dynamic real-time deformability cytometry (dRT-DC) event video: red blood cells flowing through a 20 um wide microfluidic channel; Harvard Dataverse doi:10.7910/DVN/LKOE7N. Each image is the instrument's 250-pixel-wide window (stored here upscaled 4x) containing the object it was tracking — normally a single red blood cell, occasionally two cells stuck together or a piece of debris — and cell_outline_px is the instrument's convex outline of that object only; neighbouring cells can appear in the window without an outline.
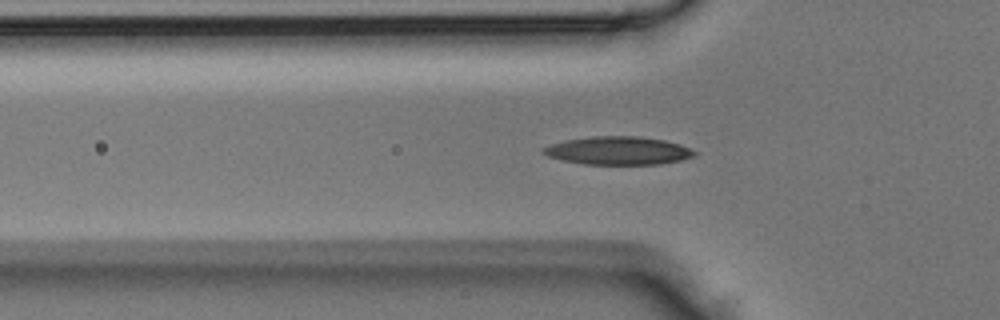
{"species": "Egyptian fruit bat (a non-hibernating species)", "species_latin": "Rousettus aegyptiacus", "temperature_condition": "room temperature", "stored_images_in_passage": 39, "camera_frame_rate_fps": 3000, "um_per_image_px": 0.085, "animal": {"sex": "male"}, "frame": {"image": 1, "passage_image": 9, "time_ms": 2.667, "image_size_px": [1000, 320], "cell_outline_px": [[696, 156], [680, 160], [660, 164], [584, 164], [560, 160], [548, 156], [540, 152], [544, 148], [552, 144], [564, 140], [592, 136], [640, 136], [664, 140], [680, 144], [692, 148], [696, 152]], "centroid_in_image_um": [52.56, 12.8], "position_along_channel_um": 73.2, "area_um2": 24.91}}
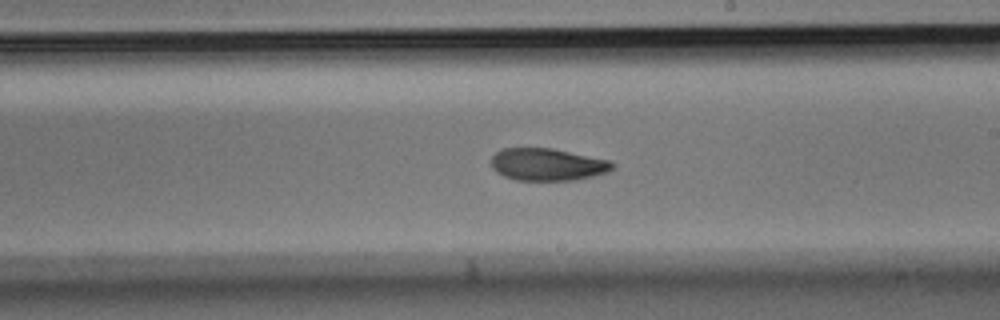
{"frame": {"image": 2, "passage_image": 20, "time_ms": 6.333, "image_size_px": [1000, 320], "cell_outline_px": [[616, 164], [608, 172], [576, 180], [516, 180], [504, 176], [496, 172], [492, 168], [492, 156], [500, 148], [552, 148], [612, 160]], "centroid_in_image_um": [46.55, 13.97], "position_along_channel_um": 242.4, "area_um2": 23.0}}
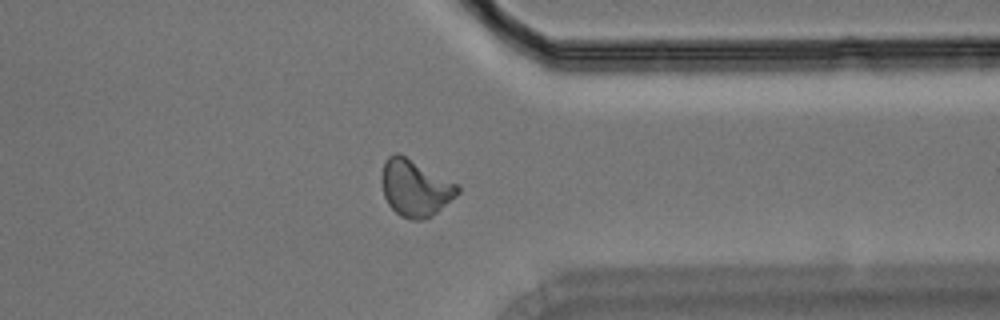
{"frame": {"image": 3, "passage_image": 29, "time_ms": 9.333, "image_size_px": [1000, 320], "cell_outline_px": [[460, 192], [456, 196], [432, 216], [420, 220], [408, 220], [400, 216], [388, 204], [384, 196], [384, 160], [388, 156], [396, 152], [400, 152], [460, 184]], "centroid_in_image_um": [35.35, 15.96], "position_along_channel_um": 376.1, "area_um2": 25.2}}